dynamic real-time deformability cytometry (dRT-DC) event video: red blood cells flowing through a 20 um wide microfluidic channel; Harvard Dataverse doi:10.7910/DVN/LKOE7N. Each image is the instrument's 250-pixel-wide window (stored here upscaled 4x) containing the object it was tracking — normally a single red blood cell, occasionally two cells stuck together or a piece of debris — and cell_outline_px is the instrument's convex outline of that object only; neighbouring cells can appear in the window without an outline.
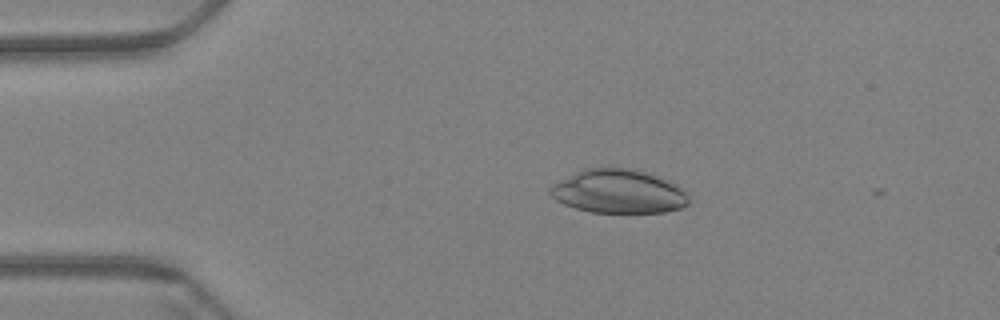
{"species": "Egyptian fruit bat (a non-hibernating species)", "species_latin": "Rousettus aegyptiacus", "temperature_condition": "warm", "stored_images_in_passage": 4, "camera_frame_rate_fps": 3000, "um_per_image_px": 0.085, "animal": {"sex": "female"}, "frame": {"image": 1, "passage_image": 1, "time_ms": 0.0, "image_size_px": [1000, 320], "cell_outline_px": [[688, 204], [680, 208], [664, 212], [592, 212], [576, 208], [564, 204], [556, 200], [548, 192], [548, 188], [560, 180], [584, 168], [632, 168], [648, 172], [660, 176], [684, 188], [688, 192]], "centroid_in_image_um": [52.6, 16.26], "position_along_channel_um": 32.4, "area_um2": 35.43}}